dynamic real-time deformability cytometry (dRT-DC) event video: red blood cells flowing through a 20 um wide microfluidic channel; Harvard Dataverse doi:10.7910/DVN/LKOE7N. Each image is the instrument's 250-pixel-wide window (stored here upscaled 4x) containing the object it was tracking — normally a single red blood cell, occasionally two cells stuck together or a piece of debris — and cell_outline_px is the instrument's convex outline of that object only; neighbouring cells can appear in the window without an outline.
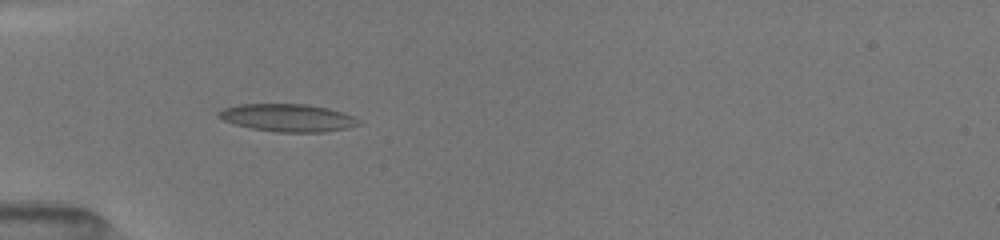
{"species": "common noctule bat (a hibernating species)", "species_latin": "Nyctalus noctula", "temperature_condition": "room temperature", "stored_images_in_passage": 31, "camera_frame_rate_fps": 3000, "um_per_image_px": 0.085, "animal": {"sex": "female", "body_mass_g": 19.5, "forearm_length_mm": 54.1}, "frame": {"image": 1, "passage_image": 3, "time_ms": 1.0, "image_size_px": [1000, 240], "cell_outline_px": [[364, 124], [348, 128], [324, 132], [280, 132], [252, 128], [236, 124], [224, 120], [216, 116], [216, 112], [224, 108], [236, 104], [308, 104], [328, 108], [352, 116], [360, 120]], "centroid_in_image_um": [24.47, 10.0], "position_along_channel_um": 60.5, "area_um2": 22.6}}
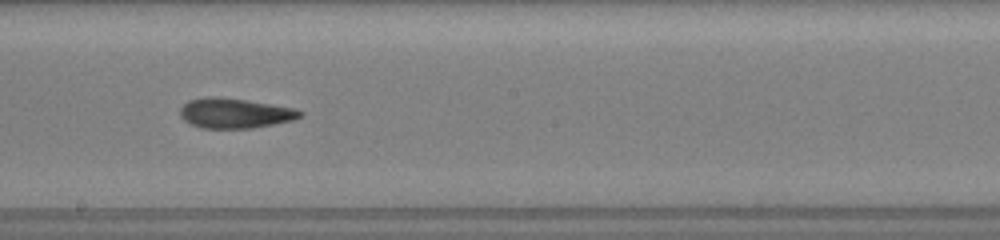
{"frame": {"image": 2, "passage_image": 14, "time_ms": 5.333, "image_size_px": [1000, 240], "cell_outline_px": [[304, 116], [292, 120], [252, 128], [200, 128], [184, 120], [180, 116], [180, 108], [188, 100], [208, 96], [220, 96], [296, 108], [304, 112]], "centroid_in_image_um": [19.96, 9.61], "position_along_channel_um": 228.2, "area_um2": 21.04}}
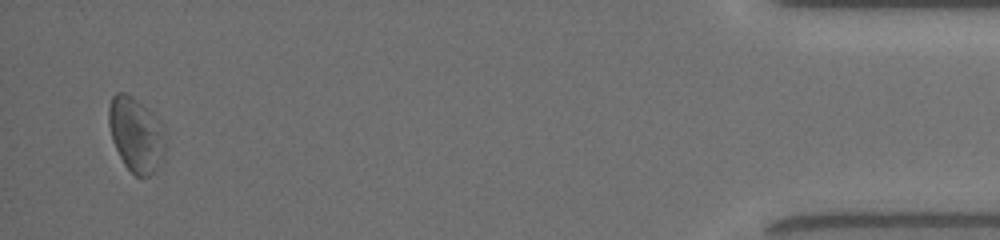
{"frame": {"image": 3, "passage_image": 31, "time_ms": 12.0, "image_size_px": [1000, 240], "cell_outline_px": [[164, 160], [148, 176], [136, 176], [124, 164], [112, 140], [108, 124], [108, 108], [112, 96], [116, 92], [124, 92], [132, 96], [152, 112], [164, 124]], "centroid_in_image_um": [11.56, 11.4], "position_along_channel_um": 423.6, "area_um2": 24.74}, "authors_computed_cell_mechanics": {"area_um2": 21.3282, "velocity_mm_per_s": 4.0227, "shape_relaxation_time_tau1_ms": 3.7167, "shape_relaxation_time_tau2_ms": 2.2107, "deformation_change_tau1": 0.1342, "deformation_change_tau2": 0.0917}}